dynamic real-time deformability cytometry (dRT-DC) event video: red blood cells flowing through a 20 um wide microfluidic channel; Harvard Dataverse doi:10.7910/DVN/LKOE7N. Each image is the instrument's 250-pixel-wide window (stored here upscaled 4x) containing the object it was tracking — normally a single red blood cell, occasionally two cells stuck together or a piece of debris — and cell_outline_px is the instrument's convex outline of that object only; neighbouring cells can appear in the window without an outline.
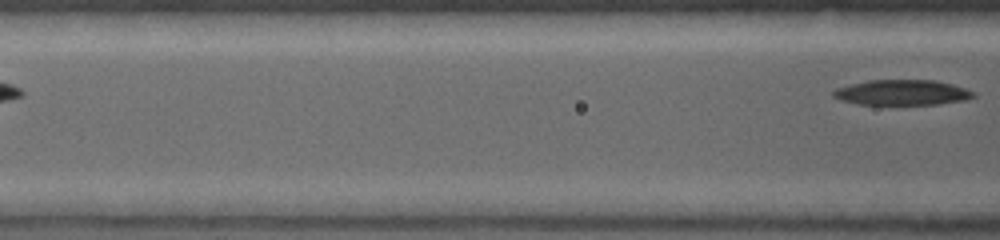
{"species": "common noctule bat (a hibernating species)", "species_latin": "Nyctalus noctula", "temperature_condition": "warm", "stored_images_in_passage": 5, "segment_of_instrument_passage": [2, 2], "camera_frame_rate_fps": 5000, "um_per_image_px": 0.085, "animal": {"sex": "female", "body_mass_g": 19.0, "forearm_length_mm": 53.3}, "frame": {"image": 1, "passage_image": 5, "time_ms": 1.8, "image_size_px": [1000, 240], "cell_outline_px": [[976, 96], [964, 100], [940, 104], [860, 104], [840, 100], [832, 96], [832, 92], [836, 88], [868, 80], [936, 80], [952, 84], [976, 92]], "centroid_in_image_um": [76.7, 7.86], "position_along_channel_um": 89.9, "area_um2": 20.63}}